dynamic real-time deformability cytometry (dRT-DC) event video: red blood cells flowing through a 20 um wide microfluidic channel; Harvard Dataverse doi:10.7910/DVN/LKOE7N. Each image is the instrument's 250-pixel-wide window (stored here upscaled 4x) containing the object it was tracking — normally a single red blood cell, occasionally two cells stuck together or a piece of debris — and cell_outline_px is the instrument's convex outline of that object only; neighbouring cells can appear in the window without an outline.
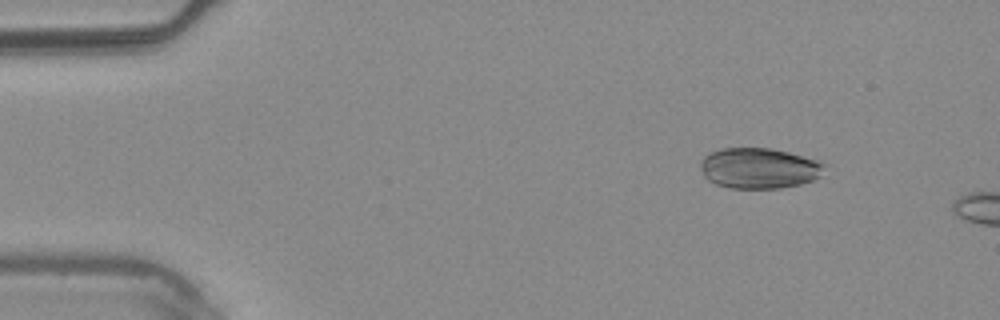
{"species": "common noctule bat (a hibernating species)", "species_latin": "Nyctalus noctula", "temperature_condition": "warm", "stored_images_in_passage": 2, "camera_frame_rate_fps": 3000, "um_per_image_px": 0.085, "animal": {"sex": "male", "body_mass_g": 20.4}, "frame": {"image": 1, "passage_image": 1, "time_ms": 0.0, "image_size_px": [1000, 320], "cell_outline_px": [[828, 164], [820, 176], [812, 180], [800, 184], [780, 188], [728, 188], [716, 184], [708, 180], [704, 176], [700, 168], [700, 160], [704, 156], [712, 152], [724, 148], [772, 148], [820, 160]], "centroid_in_image_um": [64.54, 14.29], "position_along_channel_um": 20.5, "area_um2": 29.59}}